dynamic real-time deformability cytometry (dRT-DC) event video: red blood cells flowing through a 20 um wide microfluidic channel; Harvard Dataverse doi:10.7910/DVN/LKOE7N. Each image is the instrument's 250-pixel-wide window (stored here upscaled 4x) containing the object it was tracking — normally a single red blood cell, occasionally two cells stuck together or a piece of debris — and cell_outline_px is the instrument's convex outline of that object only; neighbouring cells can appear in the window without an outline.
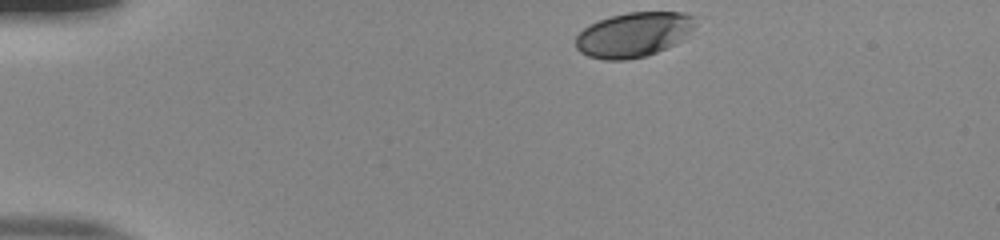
{"species": "human", "species_latin": "Homo sapiens", "temperature_condition": "room temperature", "stored_images_in_passage": 37, "camera_frame_rate_fps": 3000, "um_per_image_px": 0.085, "donor": {"sex": "male"}, "frame": {"image": 1, "passage_image": 1, "time_ms": 0.0, "image_size_px": [1000, 240], "cell_outline_px": [[696, 16], [692, 28], [676, 44], [648, 56], [624, 60], [604, 60], [588, 56], [580, 52], [576, 48], [576, 36], [584, 28], [600, 20], [612, 16], [628, 12], [684, 12]], "centroid_in_image_um": [53.85, 2.95], "position_along_channel_um": 31.1, "area_um2": 31.04}}
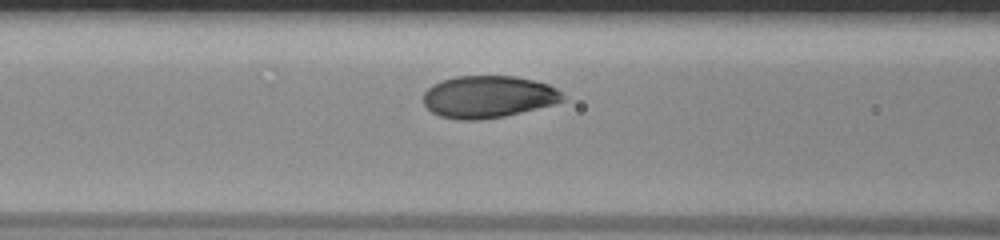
{"frame": {"image": 2, "passage_image": 14, "time_ms": 4.333, "image_size_px": [1000, 240], "cell_outline_px": [[564, 100], [552, 104], [504, 116], [480, 120], [456, 120], [440, 116], [432, 112], [424, 104], [424, 92], [432, 84], [456, 76], [516, 76], [548, 84], [556, 88], [564, 96]], "centroid_in_image_um": [41.47, 8.23], "position_along_channel_um": 125.1, "area_um2": 34.04}}
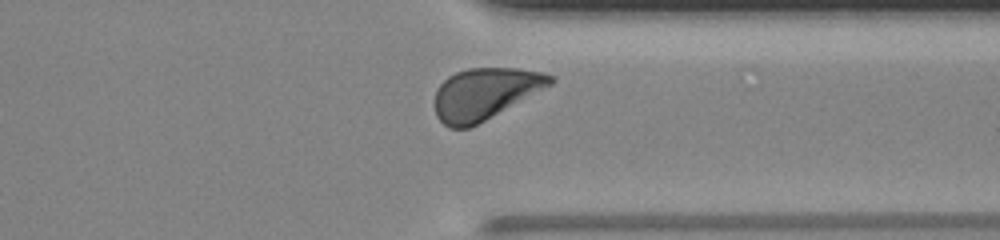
{"frame": {"image": 3, "passage_image": 33, "time_ms": 10.667, "image_size_px": [1000, 240], "cell_outline_px": [[556, 80], [552, 84], [484, 120], [468, 128], [448, 128], [436, 116], [436, 88], [448, 76], [456, 72], [468, 68], [516, 68], [544, 72], [556, 76]], "centroid_in_image_um": [41.22, 7.94], "position_along_channel_um": 370.2, "area_um2": 34.28}, "authors_computed_cell_mechanics": {"area_um2": 34.102, "velocity_mm_per_s": 3.8814, "shape_relaxation_time_tau1_ms": 1.2977, "shape_relaxation_time_tau2_ms": null, "deformation_change_tau1": 0.1106, "deformation_change_tau2": null}}